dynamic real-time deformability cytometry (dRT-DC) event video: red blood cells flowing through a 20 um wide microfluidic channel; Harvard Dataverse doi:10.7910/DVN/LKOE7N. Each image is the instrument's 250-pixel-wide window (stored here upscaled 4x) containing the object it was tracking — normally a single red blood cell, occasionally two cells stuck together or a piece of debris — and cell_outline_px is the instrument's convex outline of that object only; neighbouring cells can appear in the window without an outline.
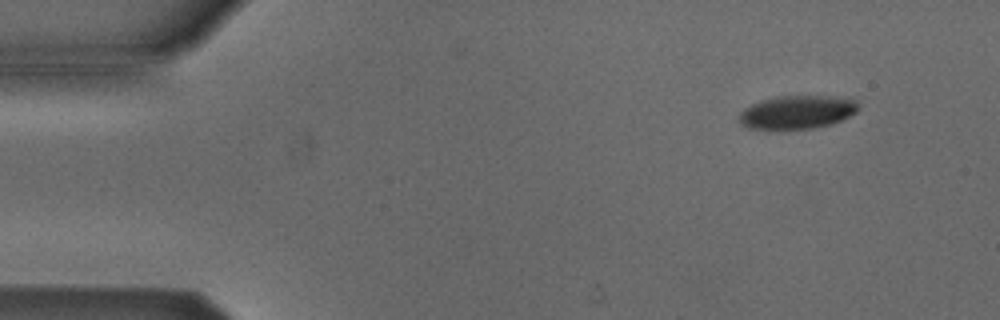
{"species": "Egyptian fruit bat (a non-hibernating species)", "species_latin": "Rousettus aegyptiacus", "temperature_condition": "cold", "stored_images_in_passage": 6, "camera_frame_rate_fps": 3000, "um_per_image_px": 0.085, "animal": {"sex": "male"}, "frame": {"image": 1, "passage_image": 1, "time_ms": 0.0, "image_size_px": [1000, 320], "cell_outline_px": [[860, 108], [856, 112], [832, 124], [812, 128], [784, 132], [748, 128], [740, 120], [740, 112], [744, 108], [752, 104], [776, 96], [832, 96], [856, 100]], "centroid_in_image_um": [67.75, 9.57], "position_along_channel_um": 17.3, "area_um2": 23.64}}
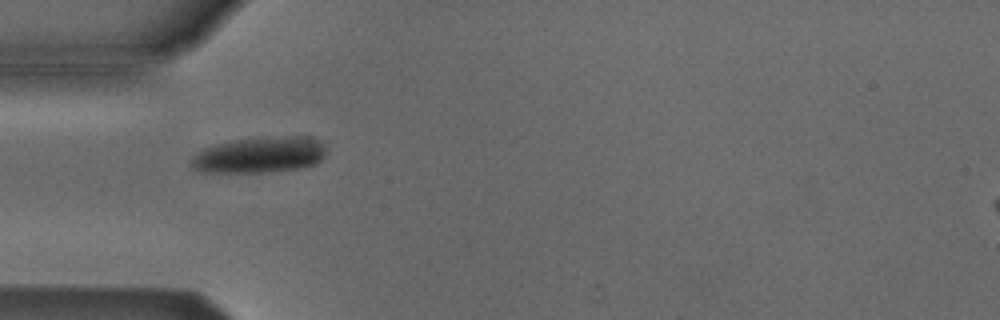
{"frame": {"image": 2, "passage_image": 4, "time_ms": 3.667, "image_size_px": [1000, 320], "cell_outline_px": [[328, 152], [320, 160], [312, 164], [296, 168], [268, 172], [200, 172], [192, 168], [188, 164], [192, 156], [196, 152], [204, 148], [216, 144], [236, 140], [292, 136], [308, 136], [328, 140]], "centroid_in_image_um": [22.12, 13.15], "position_along_channel_um": 62.9, "area_um2": 28.67}}
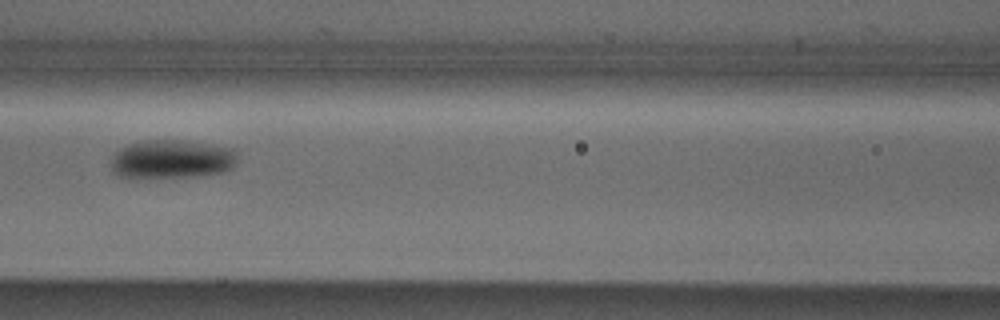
{"frame": {"image": 3, "passage_image": 6, "time_ms": 6.0, "image_size_px": [1000, 320], "cell_outline_px": [[236, 164], [232, 168], [224, 172], [204, 176], [128, 180], [116, 176], [112, 172], [112, 156], [120, 148], [128, 144], [148, 140], [184, 140], [236, 148]], "centroid_in_image_um": [14.58, 13.58], "position_along_channel_um": 152.0, "area_um2": 29.71}}